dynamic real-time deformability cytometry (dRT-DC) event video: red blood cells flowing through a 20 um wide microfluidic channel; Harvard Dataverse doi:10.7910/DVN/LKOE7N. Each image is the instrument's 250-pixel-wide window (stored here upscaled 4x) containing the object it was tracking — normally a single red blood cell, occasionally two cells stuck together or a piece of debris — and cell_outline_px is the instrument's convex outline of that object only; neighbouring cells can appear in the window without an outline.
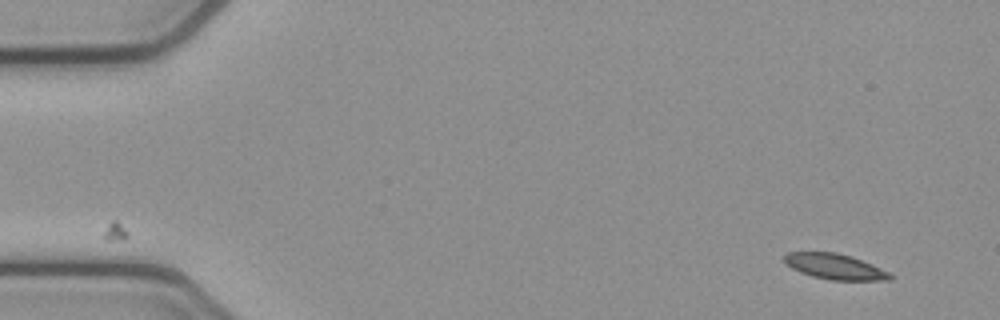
{"species": "common noctule bat (a hibernating species)", "species_latin": "Nyctalus noctula", "temperature_condition": "cold", "stored_images_in_passage": 51, "camera_frame_rate_fps": 3000, "um_per_image_px": 0.085, "animal": {"sex": "female", "body_mass_g": 21.9}, "frame": {"image": 1, "passage_image": 1, "time_ms": 0.0, "image_size_px": [1000, 320], "cell_outline_px": [[892, 280], [832, 280], [812, 276], [800, 272], [792, 268], [784, 260], [784, 256], [788, 252], [836, 252], [852, 256], [872, 264], [888, 272], [892, 276]], "centroid_in_image_um": [70.97, 22.65], "position_along_channel_um": 14.0, "area_um2": 15.61}}
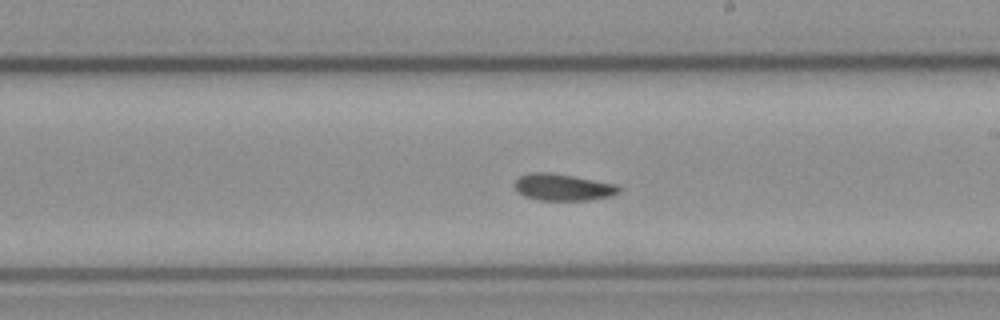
{"frame": {"image": 2, "passage_image": 28, "time_ms": 9.0, "image_size_px": [1000, 320], "cell_outline_px": [[620, 192], [612, 196], [588, 200], [540, 200], [524, 196], [516, 192], [512, 184], [520, 176], [528, 172], [552, 172], [616, 184], [620, 188]], "centroid_in_image_um": [47.8, 15.91], "position_along_channel_um": 241.2, "area_um2": 16.47}}
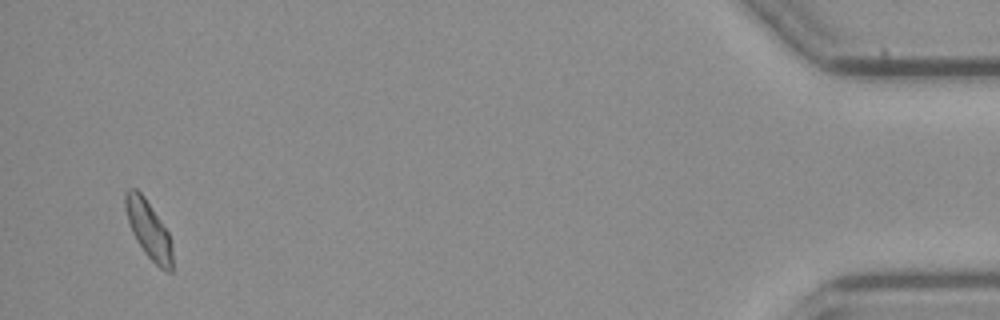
{"frame": {"image": 3, "passage_image": 49, "time_ms": 16.0, "image_size_px": [1000, 320], "cell_outline_px": [[172, 272], [168, 272], [160, 268], [144, 252], [136, 240], [132, 232], [128, 220], [124, 204], [124, 192], [128, 188], [136, 188], [144, 196], [168, 232], [172, 244]], "centroid_in_image_um": [12.62, 19.5], "position_along_channel_um": 422.6, "area_um2": 15.78}, "authors_computed_cell_mechanics": {"area_um2": 16.184, "velocity_mm_per_s": 3.8154, "shape_relaxation_time_tau1_ms": 6.5661, "shape_relaxation_time_tau2_ms": null, "deformation_change_tau1": 0.1143, "deformation_change_tau2": null}}